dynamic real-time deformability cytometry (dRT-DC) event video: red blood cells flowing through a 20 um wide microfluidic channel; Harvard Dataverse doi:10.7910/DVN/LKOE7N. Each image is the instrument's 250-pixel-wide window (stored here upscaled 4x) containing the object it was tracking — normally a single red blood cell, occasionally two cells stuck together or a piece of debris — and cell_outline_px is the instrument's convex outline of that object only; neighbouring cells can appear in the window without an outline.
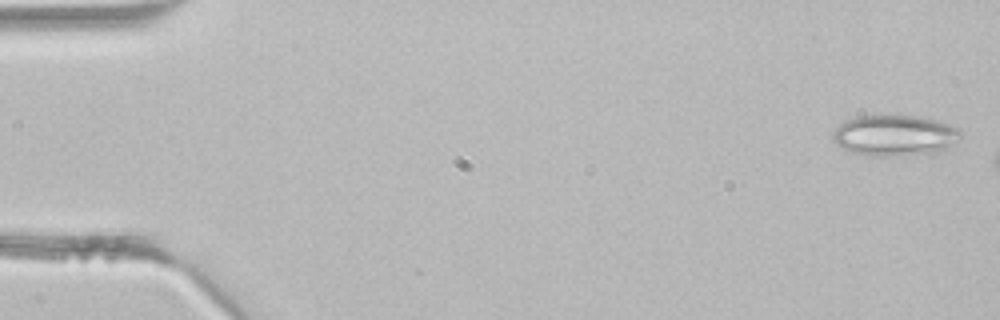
{"species": "common noctule bat (a hibernating species)", "species_latin": "Nyctalus noctula", "temperature_condition": "room temperature", "stored_images_in_passage": 6, "camera_frame_rate_fps": 3000, "um_per_image_px": 0.085, "animal": {"sex": "male", "body_mass_g": 21.5, "forearm_length_mm": 52.0}, "frame": {"image": 1, "passage_image": 1, "time_ms": 0.0, "image_size_px": [1000, 320], "cell_outline_px": [[964, 132], [944, 152], [900, 156], [872, 156], [848, 152], [840, 148], [832, 140], [832, 132], [844, 120], [856, 116], [876, 112], [896, 112], [920, 116], [936, 120], [948, 124]], "centroid_in_image_um": [76.0, 11.46], "position_along_channel_um": 9.0, "area_um2": 32.14}}